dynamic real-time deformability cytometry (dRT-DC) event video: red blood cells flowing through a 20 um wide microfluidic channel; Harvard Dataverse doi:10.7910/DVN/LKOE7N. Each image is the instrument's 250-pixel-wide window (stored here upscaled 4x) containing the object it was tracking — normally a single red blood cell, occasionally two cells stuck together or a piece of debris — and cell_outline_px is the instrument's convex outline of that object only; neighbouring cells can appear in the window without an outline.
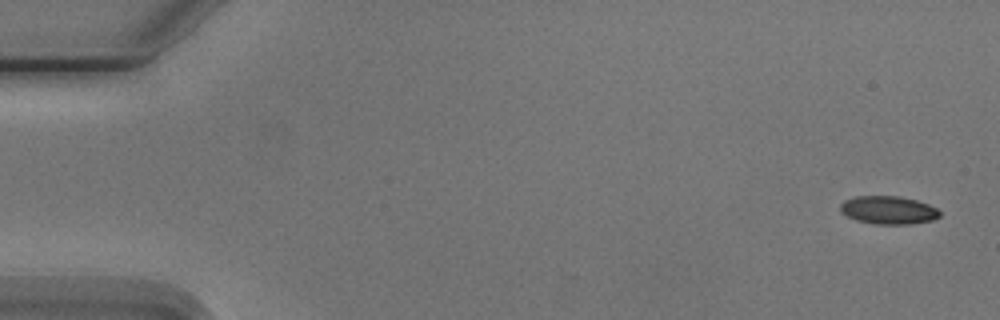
{"species": "Egyptian fruit bat (a non-hibernating species)", "species_latin": "Rousettus aegyptiacus", "temperature_condition": "cold", "stored_images_in_passage": 5, "camera_frame_rate_fps": 3000, "um_per_image_px": 0.085, "animal": {"sex": "male"}, "frame": {"image": 1, "passage_image": 1, "time_ms": 0.0, "image_size_px": [1000, 320], "cell_outline_px": [[940, 216], [932, 220], [908, 224], [876, 224], [856, 220], [840, 212], [840, 204], [844, 200], [856, 196], [900, 196], [916, 200], [928, 204], [936, 208], [940, 212]], "centroid_in_image_um": [75.49, 17.85], "position_along_channel_um": 9.5, "area_um2": 16.24}}
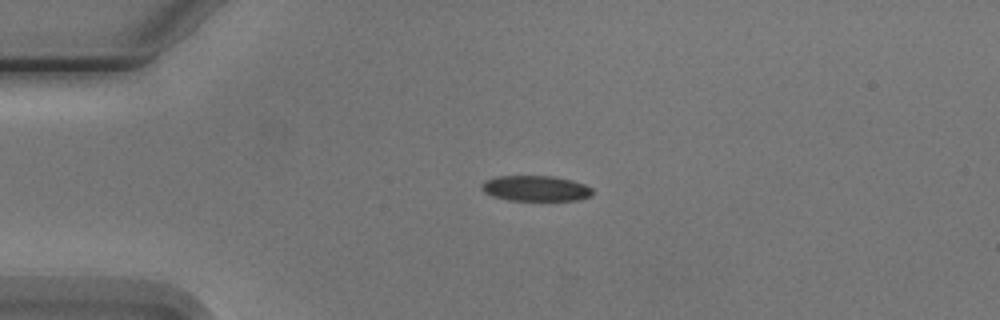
{"frame": {"image": 2, "passage_image": 4, "time_ms": 3.667, "image_size_px": [1000, 320], "cell_outline_px": [[592, 196], [576, 200], [508, 200], [492, 196], [484, 192], [480, 188], [480, 184], [484, 180], [496, 176], [552, 176], [572, 180], [584, 184], [592, 188]], "centroid_in_image_um": [45.49, 16.01], "position_along_channel_um": 39.5, "area_um2": 16.59}}